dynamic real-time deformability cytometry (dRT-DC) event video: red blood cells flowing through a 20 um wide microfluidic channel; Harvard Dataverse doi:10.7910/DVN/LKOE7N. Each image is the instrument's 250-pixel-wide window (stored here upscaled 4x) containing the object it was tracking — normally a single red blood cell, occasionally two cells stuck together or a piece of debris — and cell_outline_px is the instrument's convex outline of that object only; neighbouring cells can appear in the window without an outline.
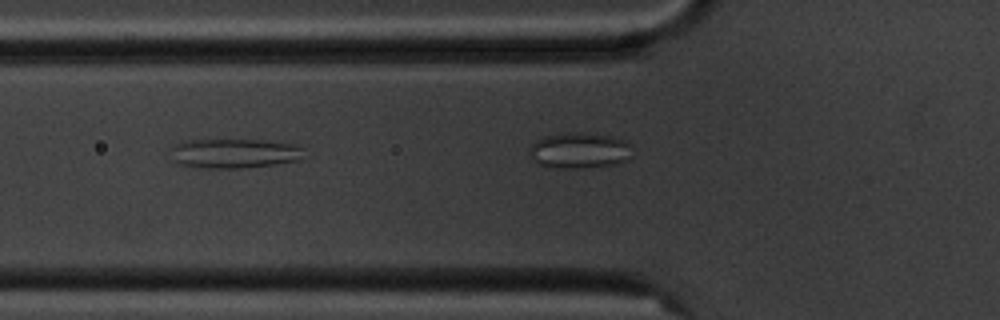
{"species": "common noctule bat (a hibernating species)", "species_latin": "Nyctalus noctula", "temperature_condition": "cold", "stored_images_in_passage": 5, "camera_frame_rate_fps": 3000, "um_per_image_px": 0.085, "animal": {"sex": "male", "body_mass_g": 20.1, "forearm_length_mm": 53.5}, "frame": {"image": 1, "passage_image": 3, "time_ms": 3.333, "image_size_px": [1000, 320], "cell_outline_px": [[304, 148], [300, 160], [248, 168], [196, 168], [180, 164], [172, 160], [168, 148], [176, 144], [188, 140], [260, 140], [292, 144]], "centroid_in_image_um": [19.84, 13.05], "position_along_channel_um": 106.0, "area_um2": 23.12}}